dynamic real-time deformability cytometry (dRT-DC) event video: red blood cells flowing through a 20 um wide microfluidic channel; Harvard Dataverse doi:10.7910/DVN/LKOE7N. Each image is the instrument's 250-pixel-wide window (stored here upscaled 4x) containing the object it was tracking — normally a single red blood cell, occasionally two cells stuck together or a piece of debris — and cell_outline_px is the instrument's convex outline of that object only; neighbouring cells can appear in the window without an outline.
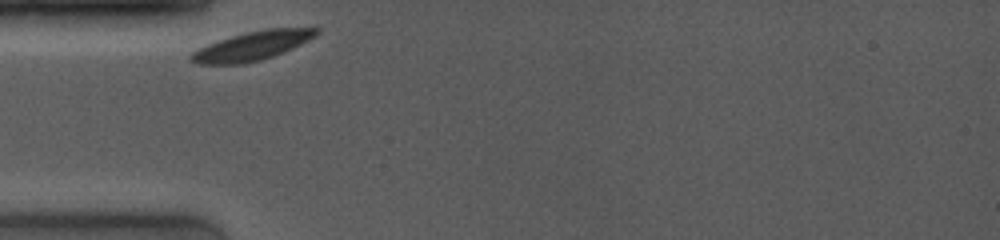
{"species": "common noctule bat (a hibernating species)", "species_latin": "Nyctalus noctula", "temperature_condition": "room temperature", "stored_images_in_passage": 42, "camera_frame_rate_fps": 4000, "um_per_image_px": 0.085, "animal": {"sex": "female", "body_mass_g": 19.0, "forearm_length_mm": 53.3}, "frame": {"image": 1, "passage_image": 1, "time_ms": 0.0, "image_size_px": [1000, 240], "cell_outline_px": [[320, 32], [316, 36], [284, 52], [260, 60], [240, 64], [200, 64], [188, 60], [188, 56], [192, 52], [208, 44], [244, 32], [268, 28], [320, 28]], "centroid_in_image_um": [21.44, 3.89], "position_along_channel_um": 63.6, "area_um2": 20.98}}
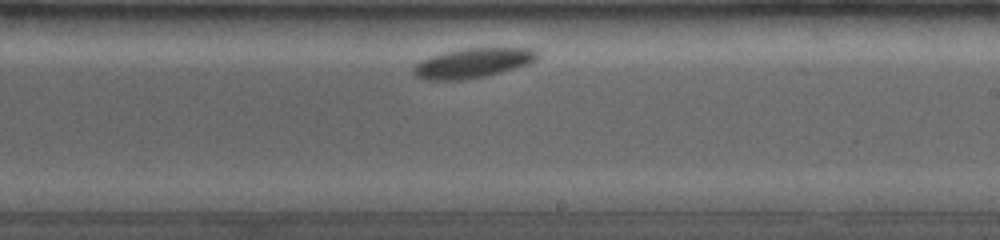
{"frame": {"image": 2, "passage_image": 28, "time_ms": 5.25, "image_size_px": [1000, 240], "cell_outline_px": [[540, 56], [536, 60], [528, 64], [516, 68], [484, 76], [464, 80], [424, 80], [416, 76], [412, 72], [412, 68], [416, 64], [432, 56], [444, 52], [464, 48], [532, 48], [540, 52]], "centroid_in_image_um": [40.22, 5.36], "position_along_channel_um": 248.8, "area_um2": 21.44}}
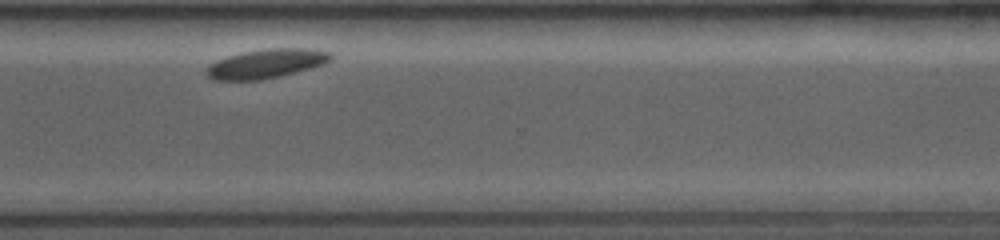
{"frame": {"image": 3, "passage_image": 41, "time_ms": 8.0, "image_size_px": [1000, 240], "cell_outline_px": [[332, 60], [324, 64], [280, 76], [260, 80], [216, 80], [208, 76], [204, 72], [208, 64], [216, 60], [228, 56], [244, 52], [268, 48], [308, 48], [332, 52]], "centroid_in_image_um": [22.63, 5.4], "position_along_channel_um": 348.0, "area_um2": 21.15}}